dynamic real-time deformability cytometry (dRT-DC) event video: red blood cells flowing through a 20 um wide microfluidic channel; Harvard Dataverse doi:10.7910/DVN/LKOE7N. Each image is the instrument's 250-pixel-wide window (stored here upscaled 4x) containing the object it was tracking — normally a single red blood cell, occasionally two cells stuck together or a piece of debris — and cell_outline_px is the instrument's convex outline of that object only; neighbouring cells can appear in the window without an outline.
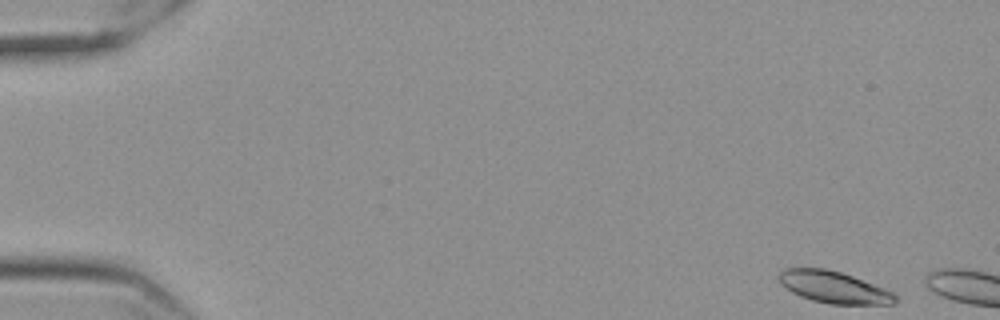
{"species": "Egyptian fruit bat (a non-hibernating species)", "species_latin": "Rousettus aegyptiacus", "temperature_condition": "cold", "stored_images_in_passage": 5, "camera_frame_rate_fps": 3000, "um_per_image_px": 0.085, "frame": {"image": 1, "passage_image": 1, "time_ms": 0.0, "image_size_px": [1000, 320], "cell_outline_px": [[900, 300], [896, 304], [828, 304], [812, 300], [800, 296], [792, 292], [780, 284], [776, 276], [784, 268], [824, 268], [840, 272], [852, 276], [884, 288], [892, 292]], "centroid_in_image_um": [70.86, 24.42], "position_along_channel_um": 14.1, "area_um2": 21.68}}